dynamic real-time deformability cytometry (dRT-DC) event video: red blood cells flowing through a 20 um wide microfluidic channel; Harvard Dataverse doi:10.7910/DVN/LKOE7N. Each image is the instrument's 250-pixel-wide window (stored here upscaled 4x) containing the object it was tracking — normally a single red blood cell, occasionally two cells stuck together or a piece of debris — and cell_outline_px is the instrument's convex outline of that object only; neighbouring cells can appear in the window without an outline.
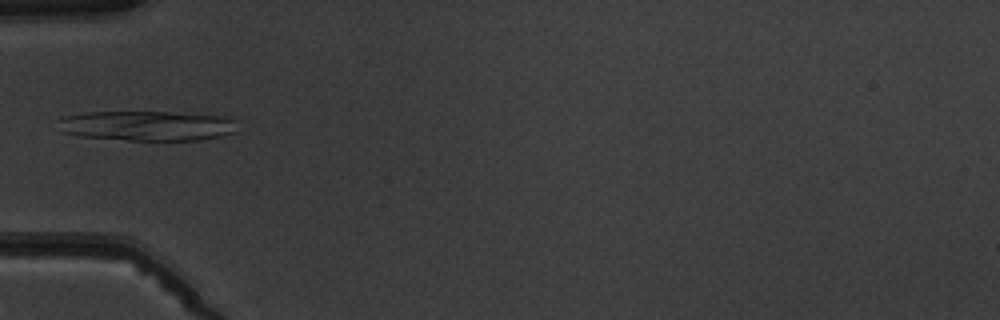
{"species": "common noctule bat (a hibernating species)", "species_latin": "Nyctalus noctula", "temperature_condition": "warm", "stored_images_in_passage": 5, "camera_frame_rate_fps": 3000, "um_per_image_px": 0.085, "animal": {"sex": "male", "body_mass_g": 19.5, "forearm_length_mm": 54.6}, "frame": {"image": 1, "passage_image": 4, "time_ms": 4.333, "image_size_px": [1000, 320], "cell_outline_px": [[236, 132], [220, 136], [200, 140], [128, 140], [80, 136], [60, 132], [60, 116], [88, 112], [168, 112], [224, 116], [232, 120]], "centroid_in_image_um": [12.45, 10.69], "position_along_channel_um": 72.6, "area_um2": 31.1}}